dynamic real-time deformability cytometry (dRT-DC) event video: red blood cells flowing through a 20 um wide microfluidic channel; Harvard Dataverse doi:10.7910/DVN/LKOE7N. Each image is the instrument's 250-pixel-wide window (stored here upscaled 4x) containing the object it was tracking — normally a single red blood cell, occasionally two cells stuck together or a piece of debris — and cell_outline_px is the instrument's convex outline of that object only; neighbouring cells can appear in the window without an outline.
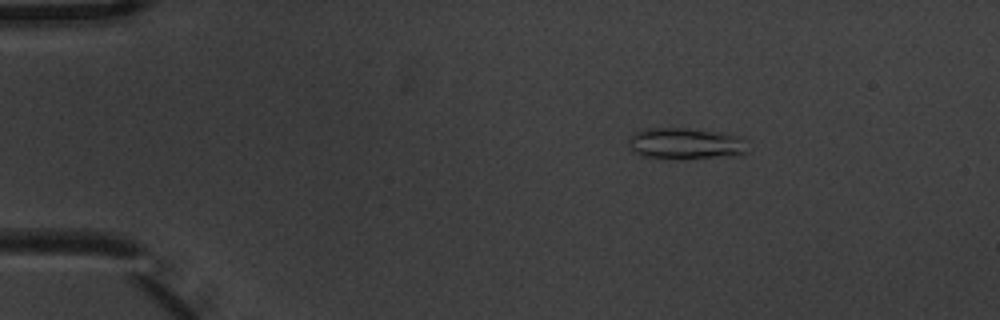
{"species": "common noctule bat (a hibernating species)", "species_latin": "Nyctalus noctula", "temperature_condition": "warm", "stored_images_in_passage": 3, "camera_frame_rate_fps": 3000, "um_per_image_px": 0.085, "animal": {"sex": "male", "body_mass_g": 20.1, "forearm_length_mm": 53.5}, "frame": {"image": 1, "passage_image": 2, "time_ms": 0.333, "image_size_px": [1000, 320], "cell_outline_px": [[748, 140], [744, 152], [712, 156], [640, 156], [632, 148], [628, 140], [632, 132], [648, 128], [684, 128], [720, 132], [740, 136]], "centroid_in_image_um": [58.23, 12.12], "position_along_channel_um": 26.8, "area_um2": 20.52}}